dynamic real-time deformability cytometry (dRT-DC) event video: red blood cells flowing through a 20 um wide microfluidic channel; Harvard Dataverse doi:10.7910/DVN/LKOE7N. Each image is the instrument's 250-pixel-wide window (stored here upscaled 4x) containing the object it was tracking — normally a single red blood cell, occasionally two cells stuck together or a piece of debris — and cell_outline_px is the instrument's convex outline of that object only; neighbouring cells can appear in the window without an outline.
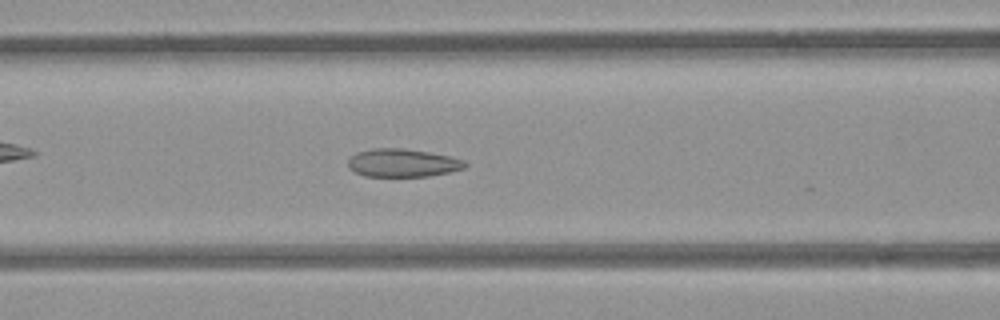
{"species": "common noctule bat (a hibernating species)", "species_latin": "Nyctalus noctula", "temperature_condition": "room temperature", "stored_images_in_passage": 51, "camera_frame_rate_fps": 3000, "um_per_image_px": 0.085, "animal": {"sex": "female", "body_mass_g": 21.9}, "frame": {"image": 1, "passage_image": 20, "time_ms": 6.333, "image_size_px": [1000, 320], "cell_outline_px": [[468, 164], [464, 168], [448, 172], [428, 176], [364, 176], [348, 168], [348, 160], [356, 152], [372, 148], [404, 148], [428, 152], [448, 156], [464, 160]], "centroid_in_image_um": [34.2, 13.84], "position_along_channel_um": 132.4, "area_um2": 19.07}}
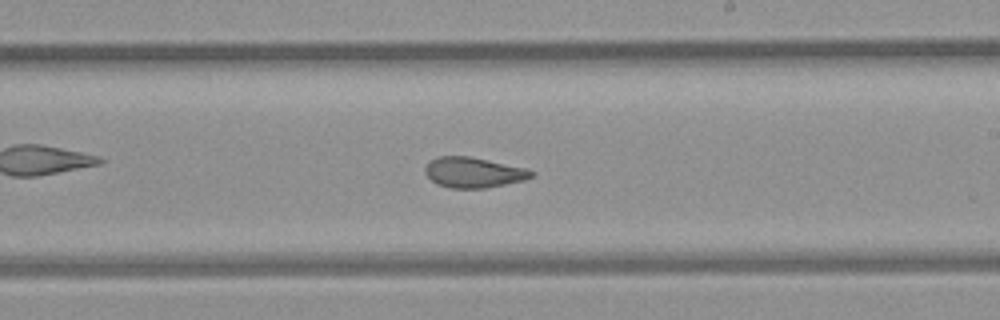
{"frame": {"image": 2, "passage_image": 29, "time_ms": 9.333, "image_size_px": [1000, 320], "cell_outline_px": [[536, 172], [532, 176], [524, 180], [484, 188], [448, 188], [436, 184], [424, 172], [424, 168], [428, 160], [436, 156], [468, 156], [528, 168]], "centroid_in_image_um": [40.21, 14.65], "position_along_channel_um": 248.8, "area_um2": 18.96}}
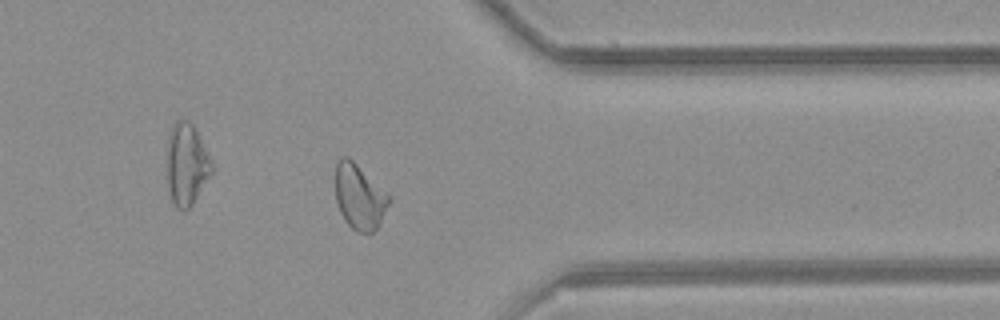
{"frame": {"image": 3, "passage_image": 40, "time_ms": 13.0, "image_size_px": [1000, 320], "cell_outline_px": [[392, 196], [380, 224], [372, 232], [356, 232], [344, 220], [340, 212], [336, 200], [336, 164], [340, 156], [348, 156], [388, 192]], "centroid_in_image_um": [30.57, 16.71], "position_along_channel_um": 380.8, "area_um2": 20.46}, "authors_computed_cell_mechanics": {"area_um2": 20.808, "velocity_mm_per_s": 3.8862, "shape_relaxation_time_tau1_ms": null, "shape_relaxation_time_tau2_ms": 1.4672, "deformation_change_tau1": null, "deformation_change_tau2": 0.0806}}